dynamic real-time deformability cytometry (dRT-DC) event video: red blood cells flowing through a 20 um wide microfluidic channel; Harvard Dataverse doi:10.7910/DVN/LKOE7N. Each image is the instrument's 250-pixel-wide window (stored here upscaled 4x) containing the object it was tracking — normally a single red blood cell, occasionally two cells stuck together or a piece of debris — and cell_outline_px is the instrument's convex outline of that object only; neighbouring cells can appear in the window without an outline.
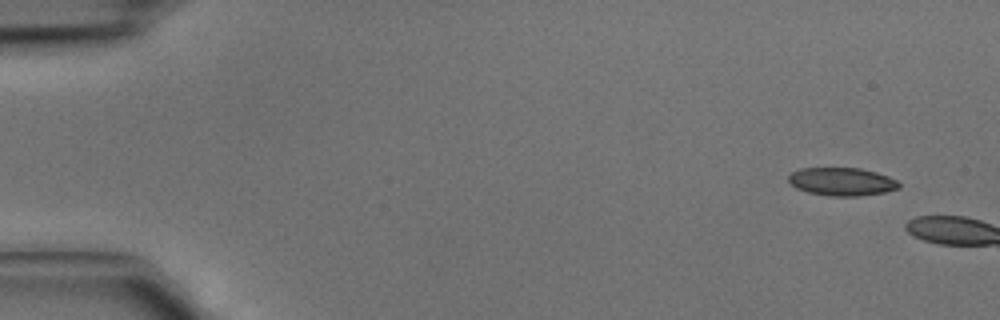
{"species": "common noctule bat (a hibernating species)", "species_latin": "Nyctalus noctula", "temperature_condition": "cold", "stored_images_in_passage": 2, "camera_frame_rate_fps": 3000, "um_per_image_px": 0.085, "animal": {"sex": "male", "body_mass_g": 15.6}, "frame": {"image": 1, "passage_image": 1, "time_ms": 0.0, "image_size_px": [1000, 320], "cell_outline_px": [[900, 188], [884, 192], [860, 196], [832, 196], [808, 192], [796, 188], [788, 180], [788, 176], [792, 172], [800, 168], [860, 168], [876, 172], [888, 176], [896, 180], [900, 184]], "centroid_in_image_um": [71.56, 15.43], "position_along_channel_um": 13.4, "area_um2": 18.03}}